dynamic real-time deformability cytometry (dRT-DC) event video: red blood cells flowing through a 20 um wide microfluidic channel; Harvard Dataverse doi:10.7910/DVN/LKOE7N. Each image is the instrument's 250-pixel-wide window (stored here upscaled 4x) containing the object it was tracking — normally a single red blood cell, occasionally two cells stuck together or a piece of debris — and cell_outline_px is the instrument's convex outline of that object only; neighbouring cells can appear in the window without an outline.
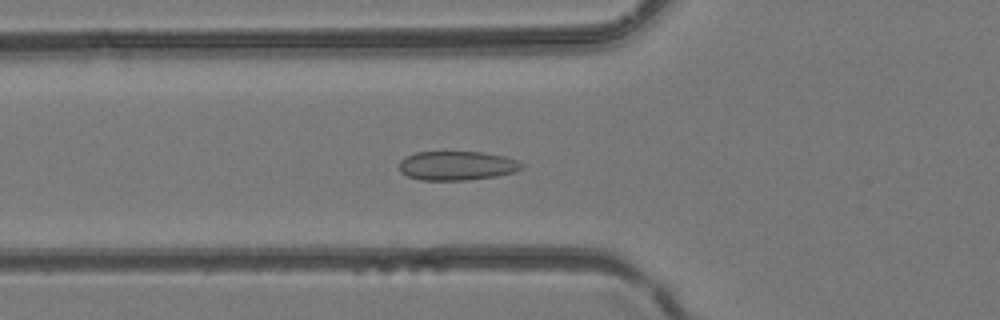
{"species": "common noctule bat (a hibernating species)", "species_latin": "Nyctalus noctula", "temperature_condition": "room temperature", "stored_images_in_passage": 42, "camera_frame_rate_fps": 3000, "um_per_image_px": 0.085, "animal": {"sex": "female", "body_mass_g": 24.6, "forearm_length_mm": 56.2}, "frame": {"image": 1, "passage_image": 16, "time_ms": 5.0, "image_size_px": [1000, 320], "cell_outline_px": [[524, 168], [512, 172], [496, 176], [468, 180], [420, 180], [408, 176], [400, 172], [400, 160], [404, 156], [416, 152], [480, 152], [504, 156], [516, 160], [524, 164]], "centroid_in_image_um": [38.82, 14.08], "position_along_channel_um": 87.0, "area_um2": 20.81}}
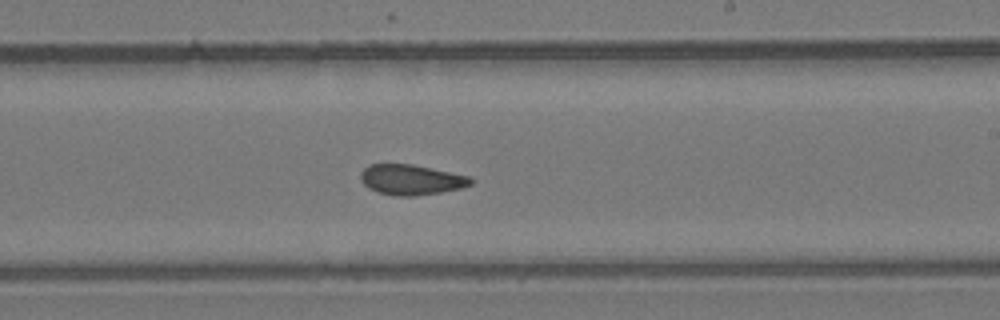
{"frame": {"image": 2, "passage_image": 26, "time_ms": 8.333, "image_size_px": [1000, 320], "cell_outline_px": [[476, 180], [472, 184], [460, 188], [440, 192], [416, 196], [392, 196], [376, 192], [368, 188], [360, 180], [360, 172], [368, 164], [412, 164], [472, 176]], "centroid_in_image_um": [34.95, 15.27], "position_along_channel_um": 254.0, "area_um2": 19.83}}
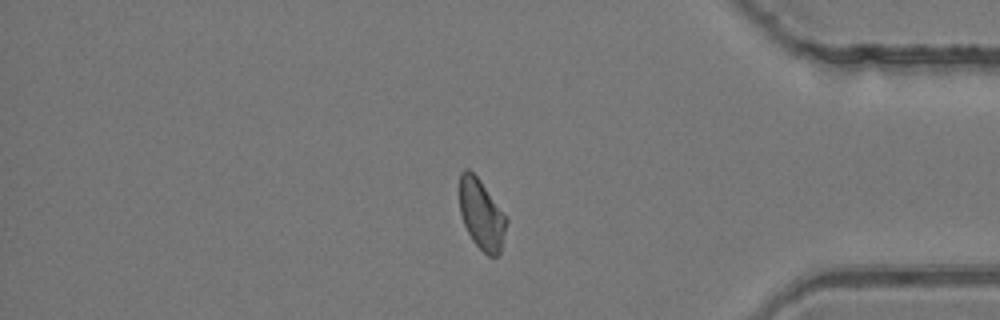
{"frame": {"image": 3, "passage_image": 36, "time_ms": 11.667, "image_size_px": [1000, 320], "cell_outline_px": [[508, 220], [500, 252], [496, 256], [488, 256], [472, 240], [464, 224], [460, 212], [460, 172], [464, 168], [468, 168], [480, 180], [508, 216]], "centroid_in_image_um": [40.94, 18.21], "position_along_channel_um": 394.3, "area_um2": 19.25}}